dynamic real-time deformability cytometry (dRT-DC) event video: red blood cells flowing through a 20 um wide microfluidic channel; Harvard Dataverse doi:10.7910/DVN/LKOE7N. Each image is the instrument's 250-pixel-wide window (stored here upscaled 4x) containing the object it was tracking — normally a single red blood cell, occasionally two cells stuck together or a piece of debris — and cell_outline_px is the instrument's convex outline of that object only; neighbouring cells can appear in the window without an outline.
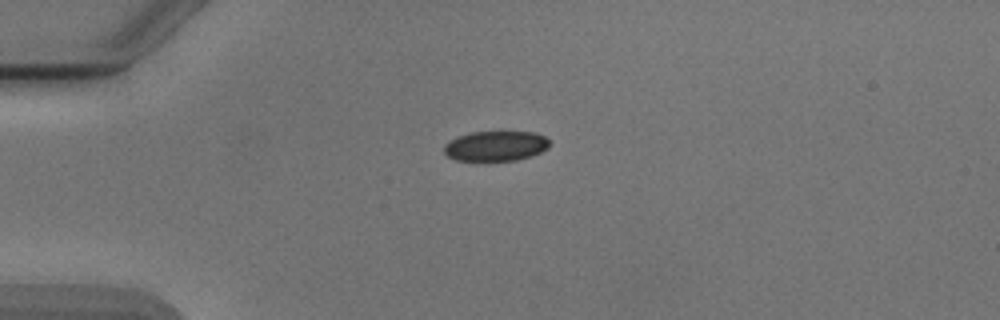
{"species": "Egyptian fruit bat (a non-hibernating species)", "species_latin": "Rousettus aegyptiacus", "temperature_condition": "cold", "stored_images_in_passage": 2, "camera_frame_rate_fps": 3000, "um_per_image_px": 0.085, "animal": {"sex": "male"}, "frame": {"image": 1, "passage_image": 1, "time_ms": 0.0, "image_size_px": [1000, 320], "cell_outline_px": [[548, 148], [532, 156], [516, 160], [456, 160], [448, 156], [444, 152], [444, 144], [448, 140], [472, 132], [536, 132], [544, 136], [548, 140]], "centroid_in_image_um": [42.13, 12.4], "position_along_channel_um": 42.9, "area_um2": 18.32}}